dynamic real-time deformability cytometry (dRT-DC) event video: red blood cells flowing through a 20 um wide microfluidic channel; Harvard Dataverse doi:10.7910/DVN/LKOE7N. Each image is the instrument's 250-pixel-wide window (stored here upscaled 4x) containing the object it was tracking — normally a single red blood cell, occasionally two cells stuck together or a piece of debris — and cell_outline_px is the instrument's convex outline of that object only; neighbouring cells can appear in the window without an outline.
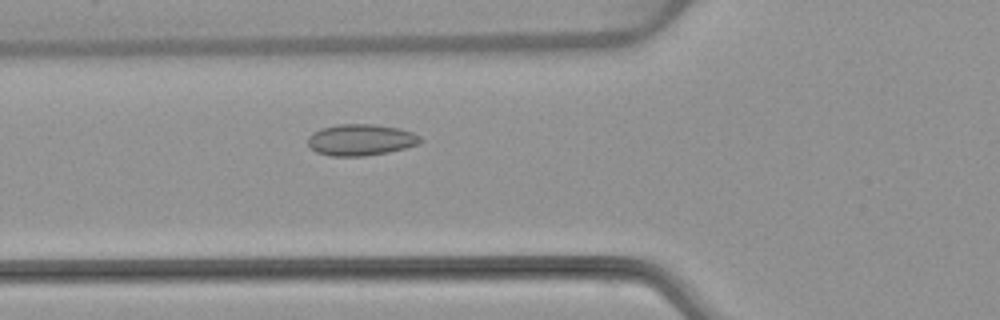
{"species": "common noctule bat (a hibernating species)", "species_latin": "Nyctalus noctula", "temperature_condition": "warm", "stored_images_in_passage": 53, "camera_frame_rate_fps": 3000, "um_per_image_px": 0.085, "animal": {"sex": "female", "body_mass_g": 22.7, "forearm_length_mm": 54.2}, "frame": {"image": 1, "passage_image": 19, "time_ms": 6.0, "image_size_px": [1000, 320], "cell_outline_px": [[424, 140], [420, 144], [388, 152], [364, 156], [332, 156], [316, 152], [308, 144], [308, 136], [312, 132], [320, 128], [340, 124], [372, 124], [400, 128], [412, 132], [420, 136]], "centroid_in_image_um": [30.68, 11.88], "position_along_channel_um": 95.1, "area_um2": 20.69}}
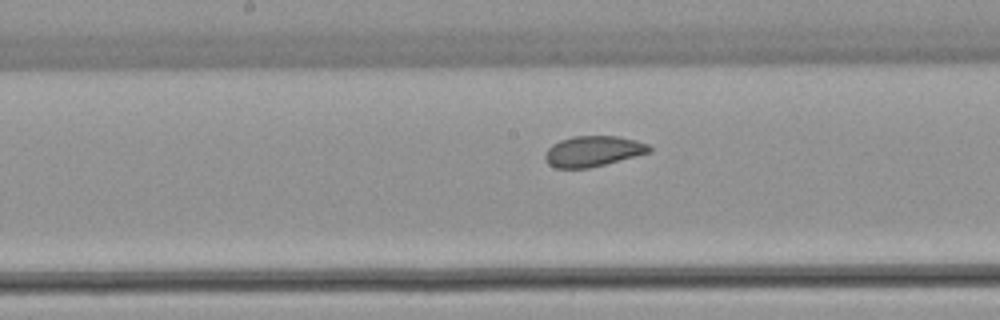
{"frame": {"image": 2, "passage_image": 27, "time_ms": 8.667, "image_size_px": [1000, 320], "cell_outline_px": [[652, 152], [588, 168], [556, 168], [548, 164], [544, 160], [544, 156], [548, 148], [552, 144], [560, 140], [572, 136], [616, 136], [636, 140], [648, 144], [652, 148]], "centroid_in_image_um": [50.4, 12.85], "position_along_channel_um": 197.8, "area_um2": 18.61}}
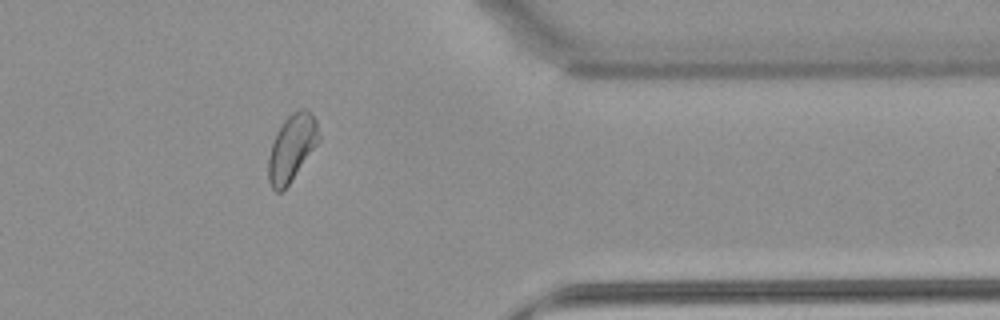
{"frame": {"image": 3, "passage_image": 43, "time_ms": 14.0, "image_size_px": [1000, 320], "cell_outline_px": [[320, 140], [288, 184], [280, 192], [276, 192], [272, 188], [268, 180], [268, 156], [276, 132], [284, 120], [292, 112], [300, 108], [304, 108], [316, 120], [320, 136]], "centroid_in_image_um": [24.79, 12.55], "position_along_channel_um": 386.6, "area_um2": 19.31}, "authors_computed_cell_mechanics": {"area_um2": 19.8832, "velocity_mm_per_s": 3.8375, "shape_relaxation_time_tau1_ms": null, "shape_relaxation_time_tau2_ms": 2.268, "deformation_change_tau1": null, "deformation_change_tau2": 0.051}}